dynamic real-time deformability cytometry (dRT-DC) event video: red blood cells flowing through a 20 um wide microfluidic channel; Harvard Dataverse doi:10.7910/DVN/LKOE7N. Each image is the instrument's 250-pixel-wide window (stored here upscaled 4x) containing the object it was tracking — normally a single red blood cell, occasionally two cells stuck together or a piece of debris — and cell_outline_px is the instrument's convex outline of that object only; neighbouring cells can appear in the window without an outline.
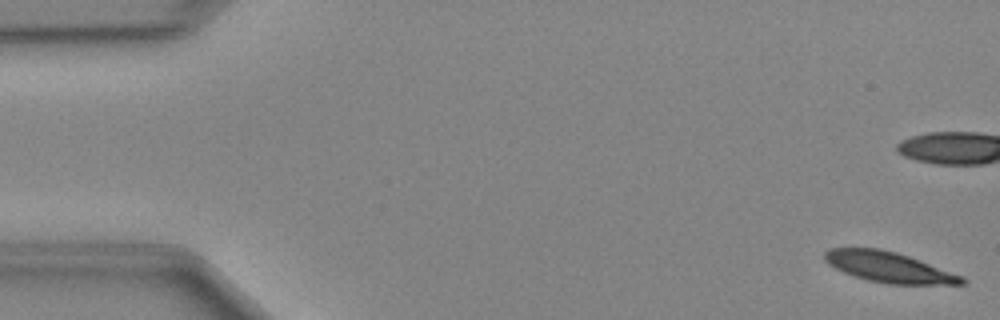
{"species": "Egyptian fruit bat (a non-hibernating species)", "species_latin": "Rousettus aegyptiacus", "temperature_condition": "cold", "stored_images_in_passage": 49, "camera_frame_rate_fps": 3000, "um_per_image_px": 0.085, "animal": {"sex": "female"}, "frame": {"image": 1, "passage_image": 1, "time_ms": 0.0, "image_size_px": [1000, 320], "cell_outline_px": [[968, 280], [964, 284], [888, 284], [868, 280], [844, 272], [828, 264], [824, 260], [824, 252], [828, 248], [880, 248], [896, 252], [920, 260], [964, 276]], "centroid_in_image_um": [75.57, 22.7], "position_along_channel_um": 9.4, "area_um2": 24.33}}